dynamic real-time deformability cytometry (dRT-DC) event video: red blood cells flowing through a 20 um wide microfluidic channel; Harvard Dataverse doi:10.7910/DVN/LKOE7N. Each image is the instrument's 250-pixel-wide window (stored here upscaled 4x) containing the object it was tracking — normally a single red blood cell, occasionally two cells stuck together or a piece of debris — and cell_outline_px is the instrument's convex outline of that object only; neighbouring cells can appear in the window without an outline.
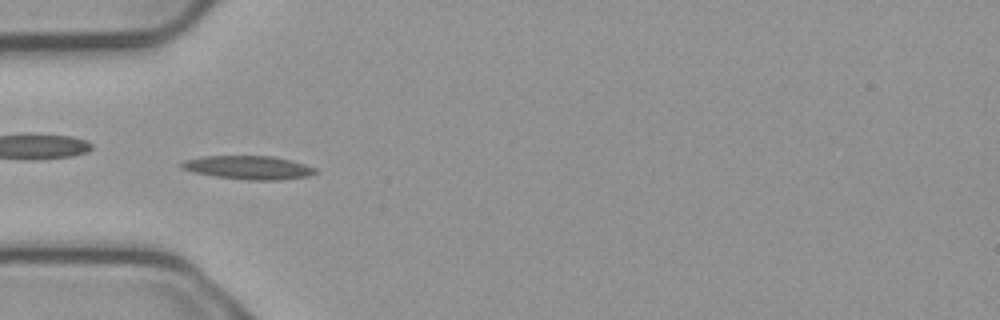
{"species": "common noctule bat (a hibernating species)", "species_latin": "Nyctalus noctula", "temperature_condition": "cold", "stored_images_in_passage": 6, "camera_frame_rate_fps": 3000, "um_per_image_px": 0.085, "animal": {"sex": "male", "body_mass_g": 23.1, "forearm_length_mm": 52.7}, "frame": {"image": 1, "passage_image": 5, "time_ms": 1.333, "image_size_px": [1000, 320], "cell_outline_px": [[320, 172], [308, 176], [280, 180], [248, 180], [216, 176], [192, 172], [180, 168], [180, 164], [184, 160], [204, 156], [272, 156], [292, 160], [316, 168]], "centroid_in_image_um": [21.14, 14.24], "position_along_channel_um": 63.9, "area_um2": 18.44}}
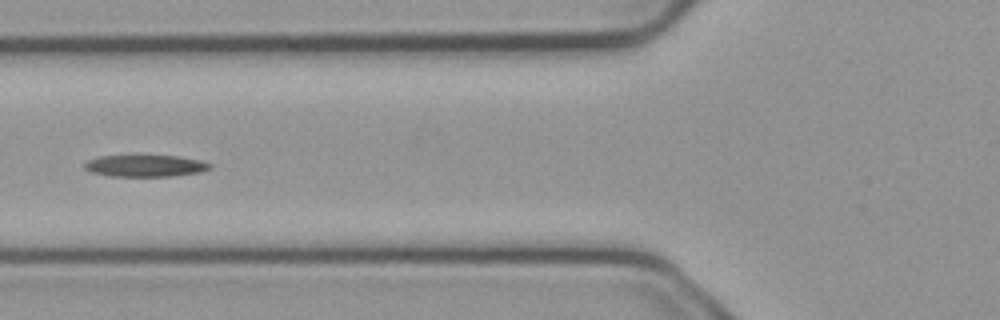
{"frame": {"image": 2, "passage_image": 6, "time_ms": 1.667, "image_size_px": [1000, 320], "cell_outline_px": [[212, 168], [200, 172], [172, 176], [108, 176], [92, 172], [84, 168], [84, 164], [88, 160], [100, 156], [176, 156], [200, 160], [212, 164]], "centroid_in_image_um": [12.36, 14.1], "position_along_channel_um": 113.4, "area_um2": 15.78}}